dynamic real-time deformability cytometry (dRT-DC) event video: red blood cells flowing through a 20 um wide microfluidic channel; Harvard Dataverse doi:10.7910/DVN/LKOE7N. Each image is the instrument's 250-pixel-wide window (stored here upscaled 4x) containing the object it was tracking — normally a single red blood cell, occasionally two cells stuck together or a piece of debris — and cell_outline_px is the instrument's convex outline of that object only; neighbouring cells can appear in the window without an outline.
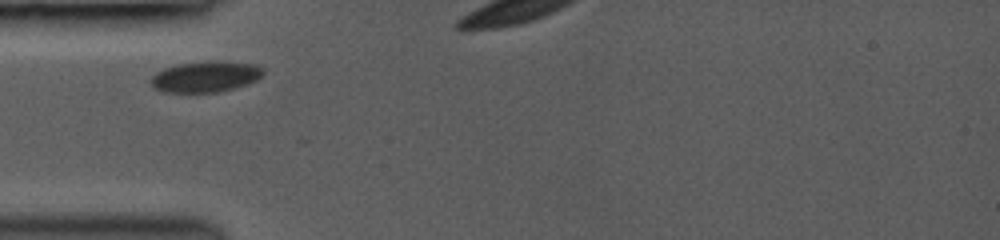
{"species": "common noctule bat (a hibernating species)", "species_latin": "Nyctalus noctula", "temperature_condition": "room temperature", "stored_images_in_passage": 3, "camera_frame_rate_fps": 3000, "um_per_image_px": 0.085, "animal": {"sex": "female", "body_mass_g": 19.0, "forearm_length_mm": 53.3}, "frame": {"image": 1, "passage_image": 1, "time_ms": 0.0, "image_size_px": [1000, 240], "cell_outline_px": [[264, 76], [248, 84], [220, 92], [164, 92], [152, 88], [148, 80], [156, 72], [164, 68], [176, 64], [212, 60], [224, 60], [252, 64], [264, 68]], "centroid_in_image_um": [17.46, 6.5], "position_along_channel_um": 67.5, "area_um2": 20.75}}